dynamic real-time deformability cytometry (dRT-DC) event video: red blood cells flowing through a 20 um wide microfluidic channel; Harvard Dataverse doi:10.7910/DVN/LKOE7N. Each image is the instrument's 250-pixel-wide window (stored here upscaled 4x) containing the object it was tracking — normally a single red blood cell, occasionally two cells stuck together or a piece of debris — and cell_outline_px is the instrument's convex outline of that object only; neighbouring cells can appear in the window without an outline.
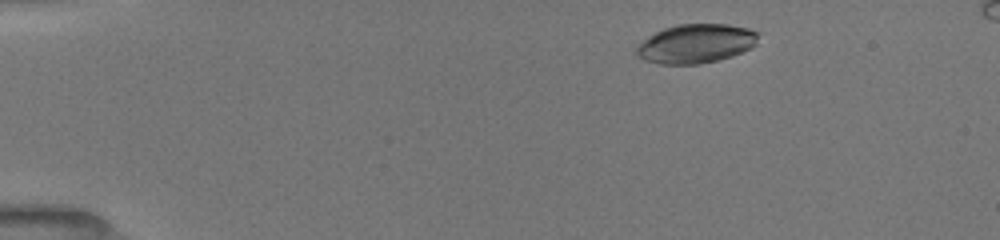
{"species": "common noctule bat (a hibernating species)", "species_latin": "Nyctalus noctula", "temperature_condition": "room temperature", "stored_images_in_passage": 33, "segment_of_instrument_passage": [1, 2], "camera_frame_rate_fps": 3000, "um_per_image_px": 0.085, "animal": {"sex": "female", "body_mass_g": 19.5, "forearm_length_mm": 54.1}, "frame": {"image": 1, "passage_image": 3, "time_ms": 0.667, "image_size_px": [1000, 240], "cell_outline_px": [[760, 32], [756, 44], [752, 48], [732, 56], [716, 60], [696, 64], [660, 64], [644, 60], [636, 52], [636, 48], [644, 40], [656, 32], [664, 28], [676, 24], [728, 24], [748, 28]], "centroid_in_image_um": [59.2, 3.7], "position_along_channel_um": 25.8, "area_um2": 27.63}}
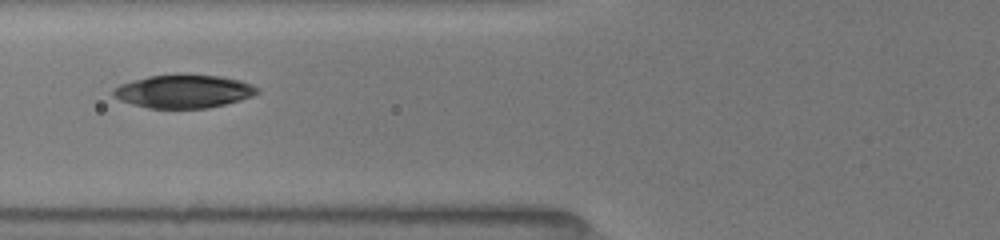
{"frame": {"image": 2, "passage_image": 15, "time_ms": 4.667, "image_size_px": [1000, 240], "cell_outline_px": [[260, 92], [252, 96], [240, 100], [208, 108], [148, 108], [132, 104], [120, 100], [112, 96], [112, 88], [120, 84], [132, 80], [148, 76], [220, 76], [240, 80], [252, 84], [260, 88]], "centroid_in_image_um": [15.6, 7.78], "position_along_channel_um": 110.2, "area_um2": 27.57}}
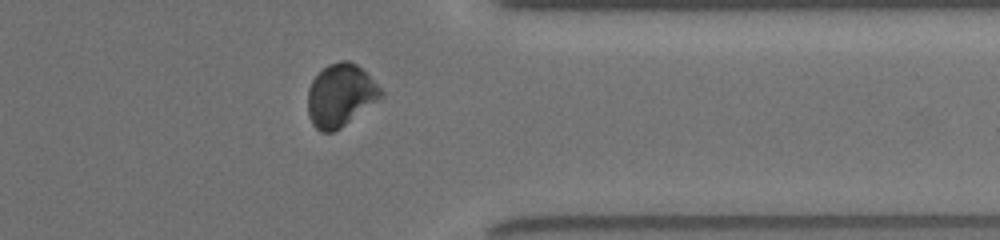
{"frame": {"image": 3, "passage_image": 25, "time_ms": 8.0, "image_size_px": [1000, 240], "cell_outline_px": [[384, 96], [340, 128], [332, 132], [320, 132], [312, 124], [308, 116], [308, 88], [312, 80], [328, 64], [340, 60], [348, 60], [356, 64], [384, 92]], "centroid_in_image_um": [28.92, 8.11], "position_along_channel_um": 382.5, "area_um2": 26.47}}